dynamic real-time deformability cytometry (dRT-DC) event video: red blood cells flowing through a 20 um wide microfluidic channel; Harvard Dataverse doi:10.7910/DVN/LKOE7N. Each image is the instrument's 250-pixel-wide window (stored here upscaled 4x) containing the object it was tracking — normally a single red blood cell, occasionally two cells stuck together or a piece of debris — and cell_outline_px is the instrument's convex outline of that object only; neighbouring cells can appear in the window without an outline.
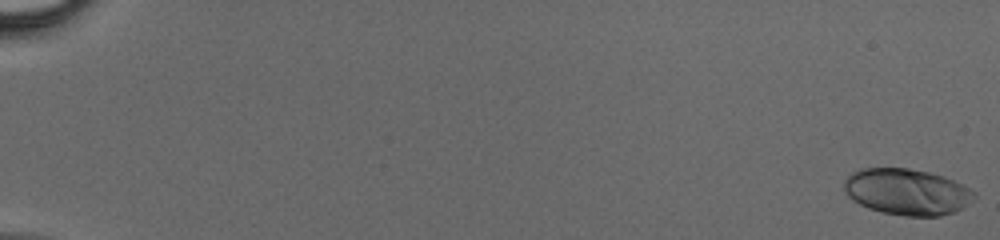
{"species": "human", "species_latin": "Homo sapiens", "temperature_condition": "cold", "stored_images_in_passage": 48, "camera_frame_rate_fps": 3000, "um_per_image_px": 0.085, "donor": {"sex": "male"}, "frame": {"image": 1, "passage_image": 1, "time_ms": 0.0, "image_size_px": [1000, 240], "cell_outline_px": [[976, 196], [972, 200], [956, 212], [940, 216], [904, 216], [880, 212], [868, 208], [852, 200], [844, 192], [844, 180], [852, 172], [860, 168], [908, 168], [928, 172], [944, 176], [976, 192]], "centroid_in_image_um": [77.06, 16.31], "position_along_channel_um": 7.9, "area_um2": 35.2}}
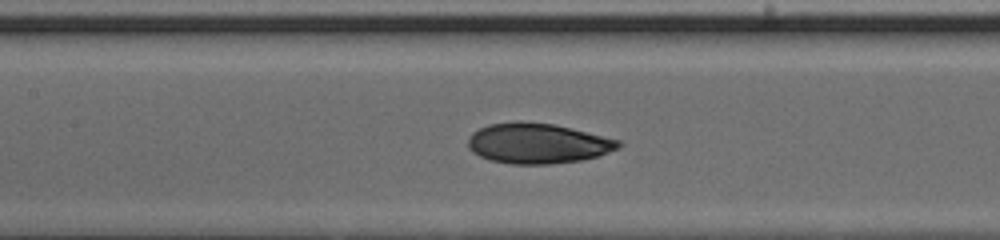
{"frame": {"image": 2, "passage_image": 25, "time_ms": 8.0, "image_size_px": [1000, 240], "cell_outline_px": [[624, 144], [620, 148], [584, 160], [552, 164], [512, 164], [488, 160], [472, 152], [468, 148], [468, 140], [472, 132], [488, 124], [516, 120], [520, 120], [552, 124], [620, 140]], "centroid_in_image_um": [45.68, 12.19], "position_along_channel_um": 161.7, "area_um2": 35.55}}
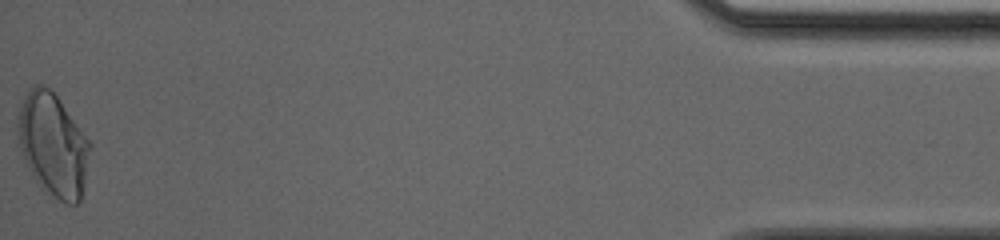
{"frame": {"image": 3, "passage_image": 48, "time_ms": 15.667, "image_size_px": [1000, 240], "cell_outline_px": [[92, 148], [80, 200], [76, 204], [68, 204], [60, 200], [40, 188], [20, 148], [16, 124], [20, 108], [24, 96], [36, 84], [40, 84], [48, 88], [56, 96], [92, 144]], "centroid_in_image_um": [4.52, 12.32], "position_along_channel_um": 430.7, "area_um2": 42.6}}